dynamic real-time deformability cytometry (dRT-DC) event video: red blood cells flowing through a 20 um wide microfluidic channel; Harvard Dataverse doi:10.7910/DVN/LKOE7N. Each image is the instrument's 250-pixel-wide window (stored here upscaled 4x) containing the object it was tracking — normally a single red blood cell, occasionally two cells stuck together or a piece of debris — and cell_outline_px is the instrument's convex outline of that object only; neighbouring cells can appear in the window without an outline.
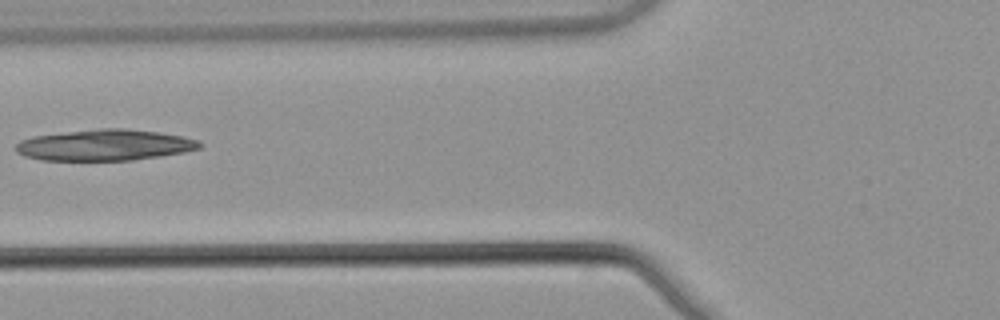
{"species": "common noctule bat (a hibernating species)", "species_latin": "Nyctalus noctula", "temperature_condition": "warm", "stored_images_in_passage": 4, "camera_frame_rate_fps": 3000, "um_per_image_px": 0.085, "animal": {"sex": "male", "body_mass_g": 21.5, "forearm_length_mm": 52.0}, "frame": {"image": 1, "passage_image": 4, "time_ms": 1.0, "image_size_px": [1000, 320], "cell_outline_px": [[204, 144], [200, 148], [184, 152], [160, 156], [132, 160], [40, 160], [24, 156], [16, 152], [12, 148], [20, 140], [32, 136], [100, 128], [124, 128], [160, 132], [184, 136], [200, 140]], "centroid_in_image_um": [8.91, 12.32], "position_along_channel_um": 116.9, "area_um2": 33.64}}